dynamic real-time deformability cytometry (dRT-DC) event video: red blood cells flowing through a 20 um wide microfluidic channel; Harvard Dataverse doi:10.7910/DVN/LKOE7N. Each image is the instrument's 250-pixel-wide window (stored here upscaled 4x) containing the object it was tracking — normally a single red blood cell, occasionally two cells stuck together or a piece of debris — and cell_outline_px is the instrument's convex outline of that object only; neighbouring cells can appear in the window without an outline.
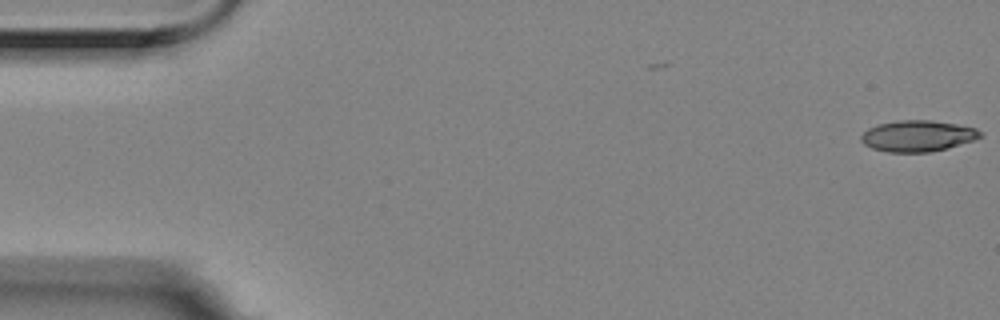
{"species": "Egyptian fruit bat (a non-hibernating species)", "species_latin": "Rousettus aegyptiacus", "temperature_condition": "room temperature", "stored_images_in_passage": 5, "camera_frame_rate_fps": 3000, "um_per_image_px": 0.085, "animal": {"sex": "female"}, "frame": {"image": 1, "passage_image": 1, "time_ms": 0.0, "image_size_px": [1000, 320], "cell_outline_px": [[984, 136], [976, 140], [932, 152], [888, 152], [872, 148], [864, 144], [860, 140], [860, 136], [868, 128], [880, 124], [900, 120], [932, 120], [956, 124], [976, 128], [984, 132]], "centroid_in_image_um": [78.05, 11.56], "position_along_channel_um": 6.9, "area_um2": 21.79}}